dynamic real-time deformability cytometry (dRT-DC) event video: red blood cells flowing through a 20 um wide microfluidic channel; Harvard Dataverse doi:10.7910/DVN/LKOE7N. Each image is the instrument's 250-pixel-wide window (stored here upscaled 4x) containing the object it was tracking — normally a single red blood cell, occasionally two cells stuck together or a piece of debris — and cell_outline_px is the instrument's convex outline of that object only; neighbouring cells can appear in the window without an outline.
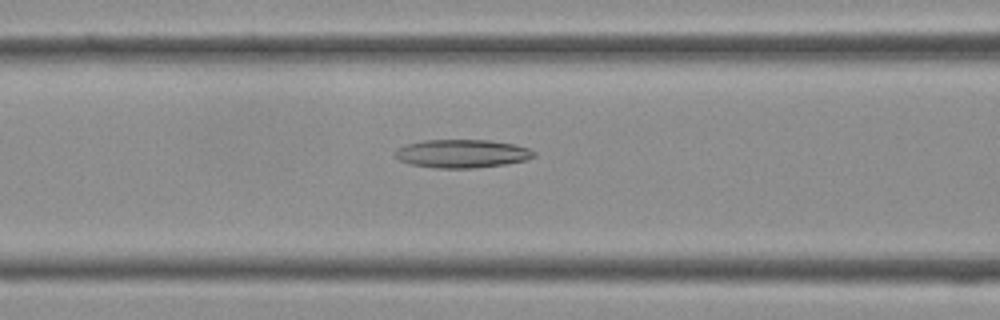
{"species": "Egyptian fruit bat (a non-hibernating species)", "species_latin": "Rousettus aegyptiacus", "temperature_condition": "cold", "stored_images_in_passage": 38, "camera_frame_rate_fps": 3000, "um_per_image_px": 0.085, "frame": {"image": 1, "passage_image": 15, "time_ms": 4.667, "image_size_px": [1000, 320], "cell_outline_px": [[536, 156], [528, 160], [504, 164], [476, 168], [432, 168], [408, 164], [400, 160], [396, 156], [396, 148], [408, 144], [424, 140], [492, 140], [516, 144], [528, 148], [536, 152]], "centroid_in_image_um": [39.31, 13.06], "position_along_channel_um": 127.3, "area_um2": 23.12}}
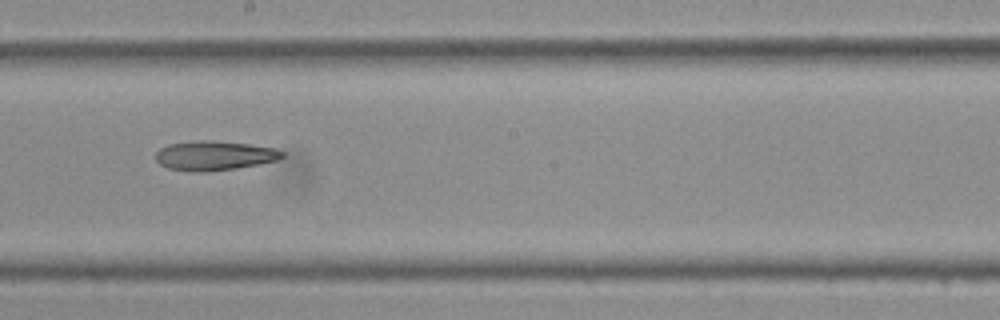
{"frame": {"image": 2, "passage_image": 21, "time_ms": 6.667, "image_size_px": [1000, 320], "cell_outline_px": [[284, 156], [276, 160], [260, 164], [236, 168], [208, 172], [192, 172], [168, 168], [160, 164], [156, 160], [156, 152], [160, 148], [168, 144], [200, 140], [208, 140], [248, 144], [272, 148], [284, 152]], "centroid_in_image_um": [18.19, 13.24], "position_along_channel_um": 230.0, "area_um2": 21.62}}
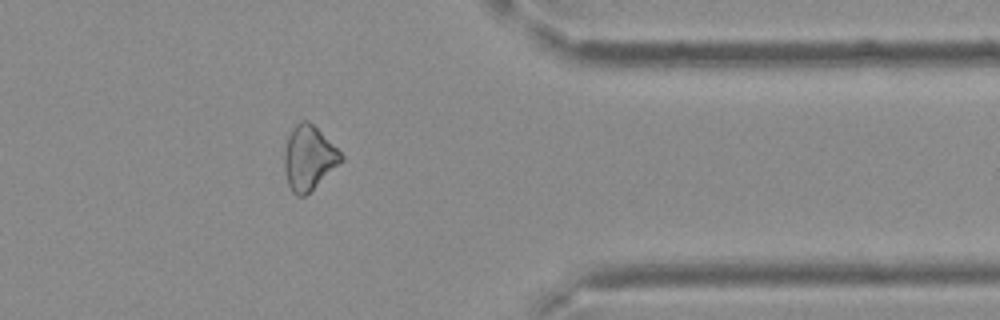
{"frame": {"image": 3, "passage_image": 31, "time_ms": 10.0, "image_size_px": [1000, 320], "cell_outline_px": [[344, 160], [304, 196], [296, 196], [292, 192], [288, 184], [284, 172], [284, 152], [288, 136], [292, 128], [300, 120], [308, 120], [344, 156]], "centroid_in_image_um": [26.22, 13.42], "position_along_channel_um": 385.2, "area_um2": 20.98}}